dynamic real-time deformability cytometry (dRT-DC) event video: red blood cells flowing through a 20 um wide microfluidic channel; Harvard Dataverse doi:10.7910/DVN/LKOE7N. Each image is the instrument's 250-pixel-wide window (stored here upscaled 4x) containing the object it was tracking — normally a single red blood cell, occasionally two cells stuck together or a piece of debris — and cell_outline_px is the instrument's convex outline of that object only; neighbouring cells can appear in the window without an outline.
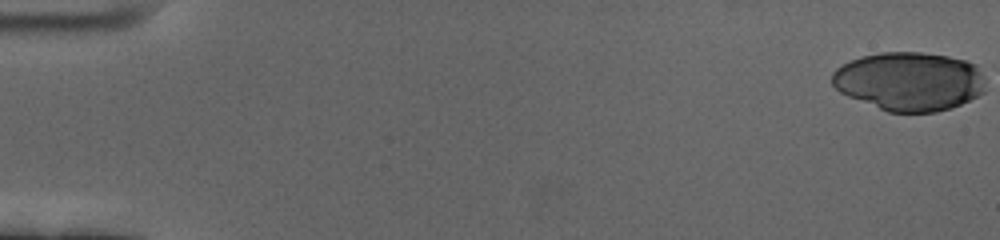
{"species": "human", "species_latin": "Homo sapiens", "temperature_condition": "cold", "stored_images_in_passage": 59, "camera_frame_rate_fps": 3000, "um_per_image_px": 0.085, "donor": {"sex": "female"}, "frame": {"image": 1, "passage_image": 1, "time_ms": 0.0, "image_size_px": [1000, 240], "cell_outline_px": [[984, 92], [952, 108], [936, 112], [888, 112], [848, 96], [840, 92], [832, 84], [832, 72], [836, 68], [860, 56], [884, 52], [920, 52], [948, 56], [964, 60], [976, 64], [984, 76]], "centroid_in_image_um": [77.3, 6.91], "position_along_channel_um": 7.7, "area_um2": 52.54}}
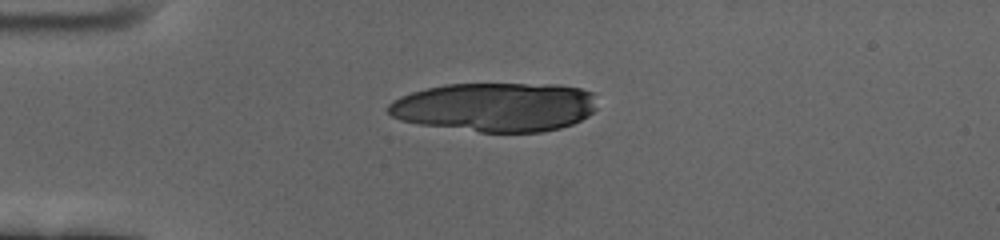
{"frame": {"image": 2, "passage_image": 16, "time_ms": 5.0, "image_size_px": [1000, 240], "cell_outline_px": [[596, 108], [588, 116], [572, 124], [560, 128], [540, 132], [480, 132], [420, 124], [400, 120], [392, 116], [388, 112], [388, 104], [392, 100], [400, 96], [412, 92], [428, 88], [448, 84], [560, 84], [580, 88], [592, 92]], "centroid_in_image_um": [42.1, 9.09], "position_along_channel_um": 42.9, "area_um2": 59.82}}
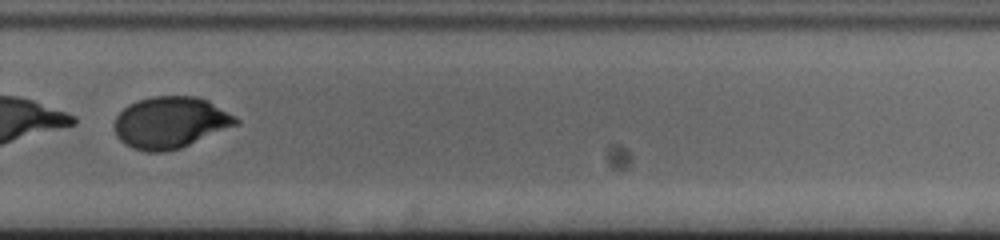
{"frame": {"image": 3, "passage_image": 43, "time_ms": 14.0, "image_size_px": [1000, 240], "cell_outline_px": [[240, 120], [236, 124], [180, 148], [164, 152], [148, 152], [132, 148], [124, 144], [116, 136], [112, 124], [116, 116], [128, 104], [152, 96], [196, 96], [208, 100], [236, 116]], "centroid_in_image_um": [14.43, 10.41], "position_along_channel_um": 315.4, "area_um2": 36.47}}